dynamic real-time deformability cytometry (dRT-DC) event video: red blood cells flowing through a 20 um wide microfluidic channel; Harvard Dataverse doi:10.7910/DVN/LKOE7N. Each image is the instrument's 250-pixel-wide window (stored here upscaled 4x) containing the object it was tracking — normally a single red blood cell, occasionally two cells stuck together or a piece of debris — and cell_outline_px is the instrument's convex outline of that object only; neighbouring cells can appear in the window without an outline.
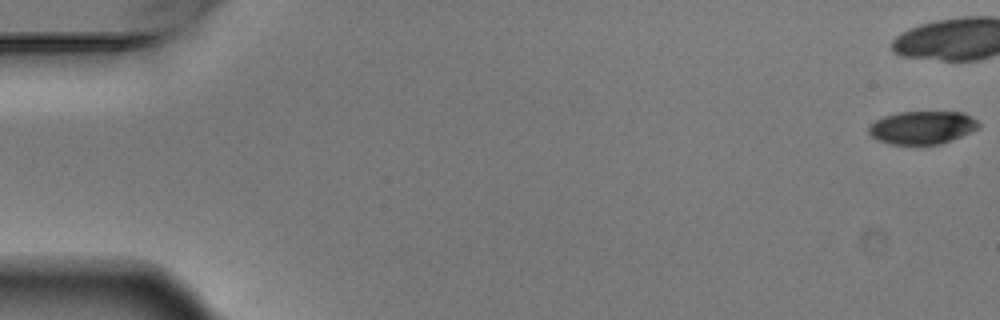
{"species": "Egyptian fruit bat (a non-hibernating species)", "species_latin": "Rousettus aegyptiacus", "temperature_condition": "warm", "stored_images_in_passage": 3, "camera_frame_rate_fps": 3000, "um_per_image_px": 0.085, "animal": {"sex": "male"}, "frame": {"image": 1, "passage_image": 1, "time_ms": 0.0, "image_size_px": [1000, 320], "cell_outline_px": [[980, 124], [976, 128], [960, 136], [940, 144], [888, 144], [872, 136], [868, 132], [868, 128], [876, 120], [884, 116], [900, 112], [964, 112], [972, 116]], "centroid_in_image_um": [78.38, 10.83], "position_along_channel_um": 6.6, "area_um2": 20.81}}